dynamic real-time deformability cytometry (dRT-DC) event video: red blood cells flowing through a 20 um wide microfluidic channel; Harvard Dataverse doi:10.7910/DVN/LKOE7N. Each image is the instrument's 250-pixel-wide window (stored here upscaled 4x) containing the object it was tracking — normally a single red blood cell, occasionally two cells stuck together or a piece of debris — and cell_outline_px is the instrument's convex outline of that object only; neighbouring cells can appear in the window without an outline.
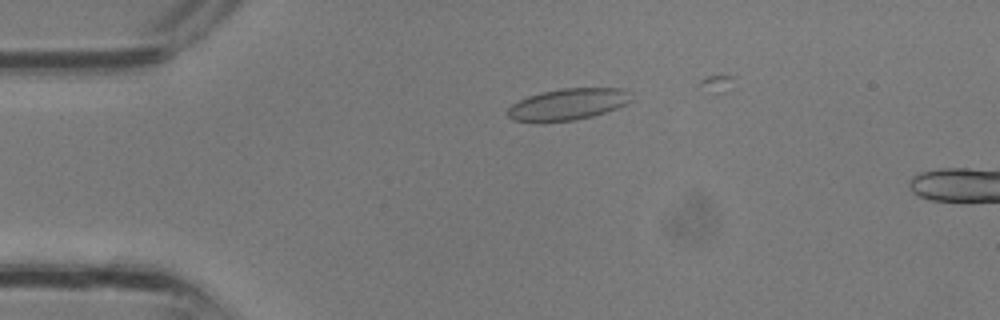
{"species": "common noctule bat (a hibernating species)", "species_latin": "Nyctalus noctula", "temperature_condition": "room temperature", "stored_images_in_passage": 4, "camera_frame_rate_fps": 3000, "um_per_image_px": 0.085, "animal": {"sex": "male", "body_mass_g": 13.3}, "frame": {"image": 1, "passage_image": 1, "time_ms": 0.0, "image_size_px": [1000, 320], "cell_outline_px": [[632, 100], [616, 108], [592, 116], [576, 120], [512, 120], [508, 116], [508, 108], [512, 104], [528, 96], [540, 92], [560, 88], [624, 88], [632, 92]], "centroid_in_image_um": [48.33, 8.82], "position_along_channel_um": 36.7, "area_um2": 22.31}}